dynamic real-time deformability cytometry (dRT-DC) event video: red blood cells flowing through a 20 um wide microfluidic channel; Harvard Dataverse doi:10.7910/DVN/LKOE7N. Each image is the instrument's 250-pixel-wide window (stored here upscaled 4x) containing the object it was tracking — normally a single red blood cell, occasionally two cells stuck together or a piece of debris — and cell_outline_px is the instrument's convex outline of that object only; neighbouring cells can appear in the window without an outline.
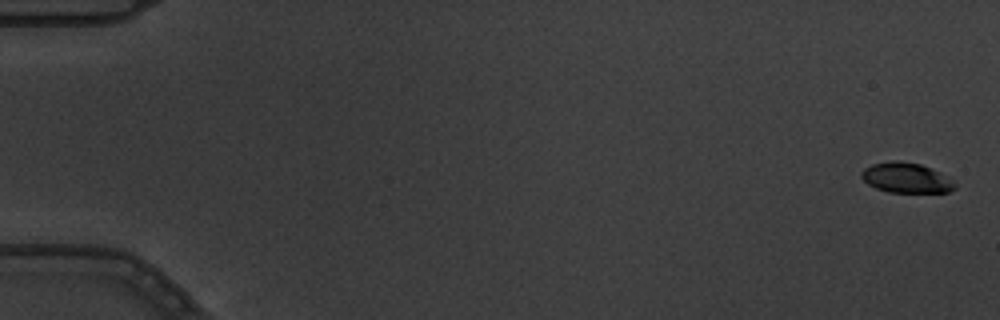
{"species": "common noctule bat (a hibernating species)", "species_latin": "Nyctalus noctula", "temperature_condition": "warm", "stored_images_in_passage": 7, "camera_frame_rate_fps": 3000, "um_per_image_px": 0.085, "animal": {"sex": "male", "body_mass_g": 19.5, "forearm_length_mm": 54.6}, "frame": {"image": 1, "passage_image": 1, "time_ms": 0.0, "image_size_px": [1000, 320], "cell_outline_px": [[956, 188], [948, 192], [888, 192], [876, 188], [868, 184], [860, 176], [860, 172], [864, 168], [872, 164], [892, 160], [900, 160], [920, 164], [940, 172], [952, 180], [956, 184]], "centroid_in_image_um": [77.01, 15.11], "position_along_channel_um": 8.0, "area_um2": 16.47}}
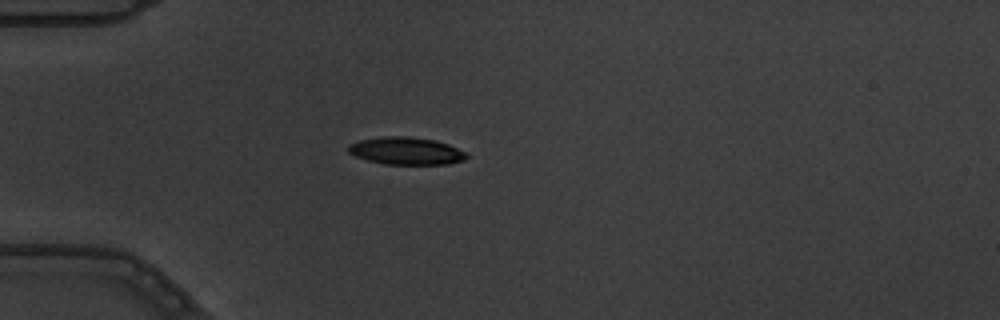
{"frame": {"image": 2, "passage_image": 5, "time_ms": 1.333, "image_size_px": [1000, 320], "cell_outline_px": [[468, 156], [464, 160], [448, 164], [384, 164], [368, 160], [356, 156], [348, 152], [348, 144], [360, 140], [380, 136], [408, 136], [436, 140], [448, 144], [464, 152]], "centroid_in_image_um": [34.5, 12.82], "position_along_channel_um": 50.5, "area_um2": 18.9}}